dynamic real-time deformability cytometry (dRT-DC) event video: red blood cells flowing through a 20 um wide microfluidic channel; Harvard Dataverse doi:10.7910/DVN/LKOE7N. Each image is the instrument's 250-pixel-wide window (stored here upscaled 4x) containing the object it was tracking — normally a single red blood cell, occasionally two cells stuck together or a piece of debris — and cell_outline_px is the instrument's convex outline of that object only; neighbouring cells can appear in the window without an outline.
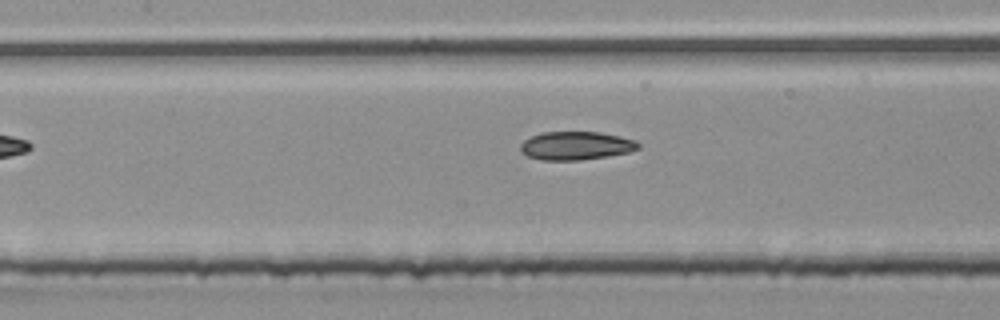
{"species": "common noctule bat (a hibernating species)", "species_latin": "Nyctalus noctula", "temperature_condition": "room temperature", "stored_images_in_passage": 7, "camera_frame_rate_fps": 3000, "um_per_image_px": 0.085, "animal": {"sex": "male", "body_mass_g": 20.4}, "frame": {"image": 1, "passage_image": 5, "time_ms": 1.333, "image_size_px": [1000, 320], "cell_outline_px": [[640, 148], [632, 152], [608, 156], [580, 160], [540, 160], [528, 156], [520, 152], [520, 144], [524, 140], [540, 132], [600, 132], [620, 136], [636, 140], [640, 144]], "centroid_in_image_um": [48.98, 12.38], "position_along_channel_um": 158.4, "area_um2": 19.71}}